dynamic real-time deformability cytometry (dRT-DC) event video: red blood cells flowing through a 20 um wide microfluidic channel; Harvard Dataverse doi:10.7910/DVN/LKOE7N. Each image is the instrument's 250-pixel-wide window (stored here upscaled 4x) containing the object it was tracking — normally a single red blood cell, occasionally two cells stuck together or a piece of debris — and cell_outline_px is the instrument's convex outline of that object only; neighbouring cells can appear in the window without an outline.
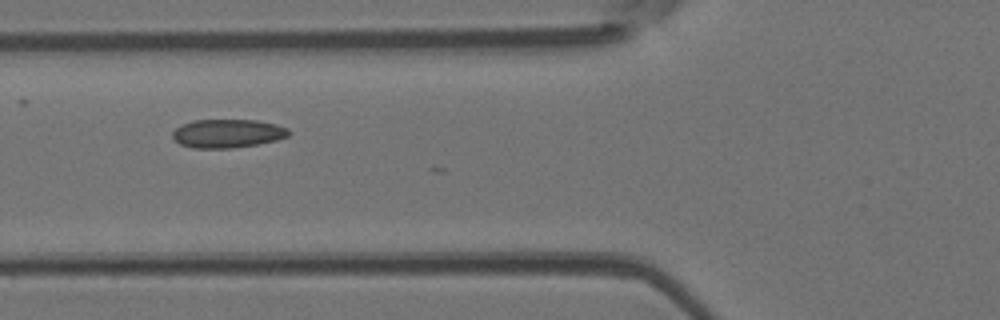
{"species": "Egyptian fruit bat (a non-hibernating species)", "species_latin": "Rousettus aegyptiacus", "temperature_condition": "room temperature", "stored_images_in_passage": 18, "camera_frame_rate_fps": 3000, "um_per_image_px": 0.085, "animal": {"sex": "female"}, "frame": {"image": 1, "passage_image": 15, "time_ms": 4.667, "image_size_px": [1000, 320], "cell_outline_px": [[292, 132], [288, 136], [276, 140], [256, 144], [232, 148], [192, 148], [180, 144], [172, 136], [172, 132], [180, 124], [192, 120], [256, 120], [276, 124], [288, 128]], "centroid_in_image_um": [19.33, 11.34], "position_along_channel_um": 106.5, "area_um2": 19.42}}